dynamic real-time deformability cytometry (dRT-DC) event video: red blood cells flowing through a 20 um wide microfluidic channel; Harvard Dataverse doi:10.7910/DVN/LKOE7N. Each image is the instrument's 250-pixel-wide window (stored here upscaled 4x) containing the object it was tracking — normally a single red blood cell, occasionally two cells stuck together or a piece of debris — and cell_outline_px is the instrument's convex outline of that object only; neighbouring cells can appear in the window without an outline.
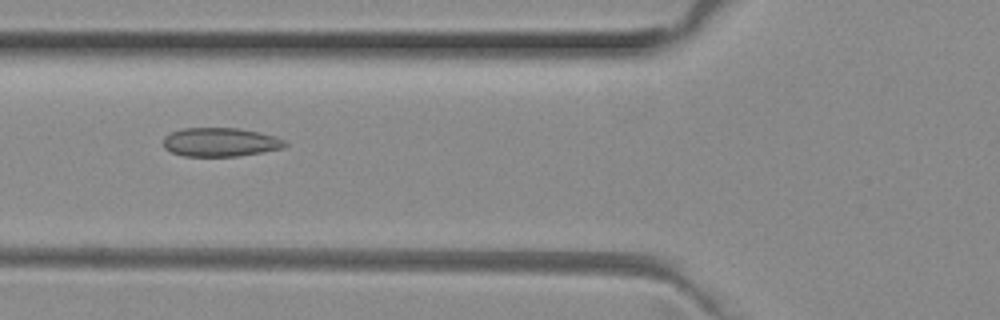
{"species": "common noctule bat (a hibernating species)", "species_latin": "Nyctalus noctula", "temperature_condition": "room temperature", "stored_images_in_passage": 33, "camera_frame_rate_fps": 3000, "um_per_image_px": 0.085, "animal": {"sex": "female", "body_mass_g": 29.2, "forearm_length_mm": 56.3}, "frame": {"image": 1, "passage_image": 5, "time_ms": 1.333, "image_size_px": [1000, 320], "cell_outline_px": [[288, 144], [284, 148], [236, 156], [184, 156], [172, 152], [164, 148], [164, 136], [172, 132], [184, 128], [240, 128], [260, 132], [276, 136], [284, 140]], "centroid_in_image_um": [18.75, 12.07], "position_along_channel_um": 107.1, "area_um2": 20.4}}
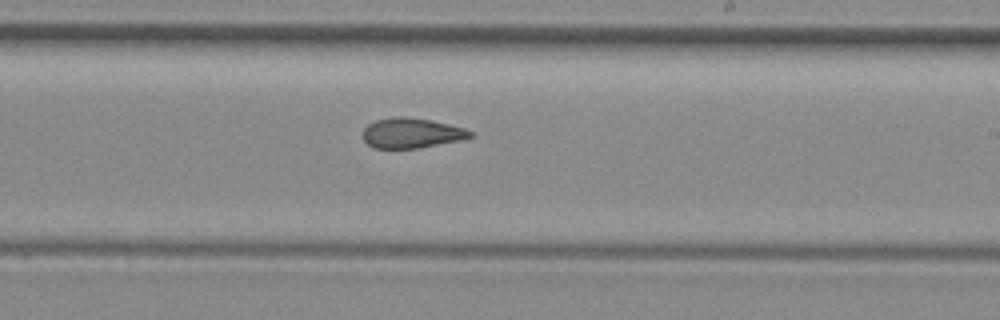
{"frame": {"image": 2, "passage_image": 16, "time_ms": 5.0, "image_size_px": [1000, 320], "cell_outline_px": [[472, 136], [464, 140], [420, 148], [372, 148], [364, 140], [364, 128], [368, 124], [376, 120], [396, 116], [404, 116], [432, 120], [464, 128], [472, 132]], "centroid_in_image_um": [35.0, 11.31], "position_along_channel_um": 254.0, "area_um2": 18.9}}
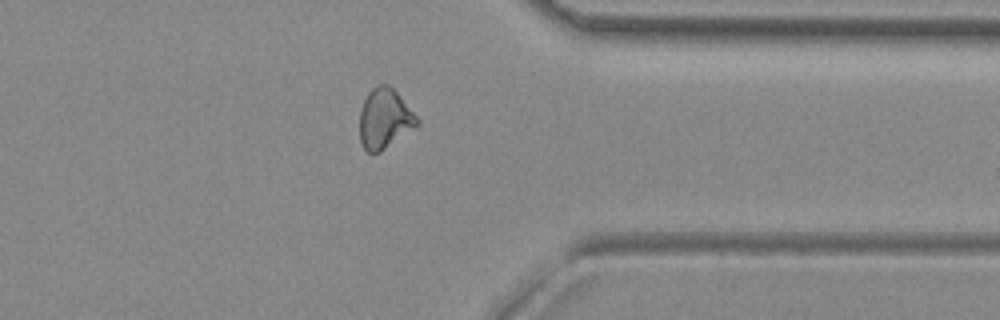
{"frame": {"image": 3, "passage_image": 26, "time_ms": 8.333, "image_size_px": [1000, 320], "cell_outline_px": [[420, 124], [380, 152], [368, 152], [360, 144], [360, 108], [368, 92], [372, 88], [380, 84], [388, 84], [400, 96], [420, 120]], "centroid_in_image_um": [32.68, 10.09], "position_along_channel_um": 378.7, "area_um2": 20.0}, "authors_computed_cell_mechanics": {"area_um2": 19.8832, "velocity_mm_per_s": 4.0094, "shape_relaxation_time_tau1_ms": null, "shape_relaxation_time_tau2_ms": 2.8194, "deformation_change_tau1": null, "deformation_change_tau2": 0.0921}}